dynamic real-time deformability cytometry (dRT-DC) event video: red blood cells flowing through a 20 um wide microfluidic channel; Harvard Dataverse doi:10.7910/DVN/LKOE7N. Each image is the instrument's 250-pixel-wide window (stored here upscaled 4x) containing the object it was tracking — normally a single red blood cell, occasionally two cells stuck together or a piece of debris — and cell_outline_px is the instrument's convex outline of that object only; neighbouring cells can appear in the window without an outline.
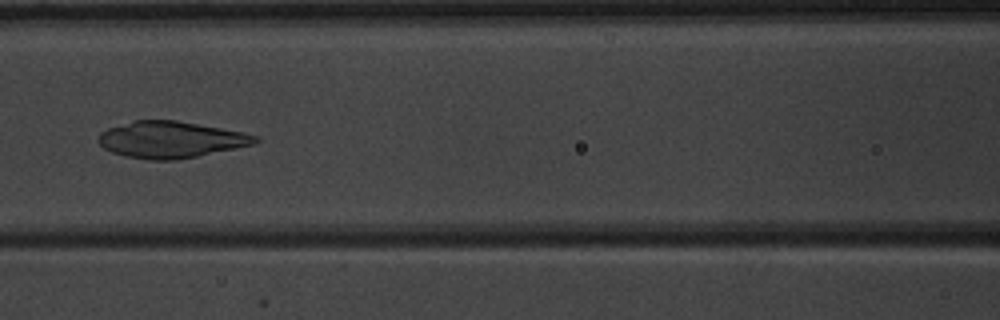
{"species": "common noctule bat (a hibernating species)", "species_latin": "Nyctalus noctula", "temperature_condition": "warm", "stored_images_in_passage": 6, "camera_frame_rate_fps": 3000, "um_per_image_px": 0.085, "animal": {"sex": "male", "body_mass_g": 20.1, "forearm_length_mm": 53.5}, "frame": {"image": 1, "passage_image": 6, "time_ms": 6.667, "image_size_px": [1000, 320], "cell_outline_px": [[260, 140], [252, 144], [196, 156], [176, 160], [148, 160], [124, 156], [112, 152], [104, 148], [96, 140], [100, 132], [108, 128], [136, 120], [176, 120], [244, 132], [260, 136]], "centroid_in_image_um": [14.49, 11.87], "position_along_channel_um": 152.1, "area_um2": 33.23}}